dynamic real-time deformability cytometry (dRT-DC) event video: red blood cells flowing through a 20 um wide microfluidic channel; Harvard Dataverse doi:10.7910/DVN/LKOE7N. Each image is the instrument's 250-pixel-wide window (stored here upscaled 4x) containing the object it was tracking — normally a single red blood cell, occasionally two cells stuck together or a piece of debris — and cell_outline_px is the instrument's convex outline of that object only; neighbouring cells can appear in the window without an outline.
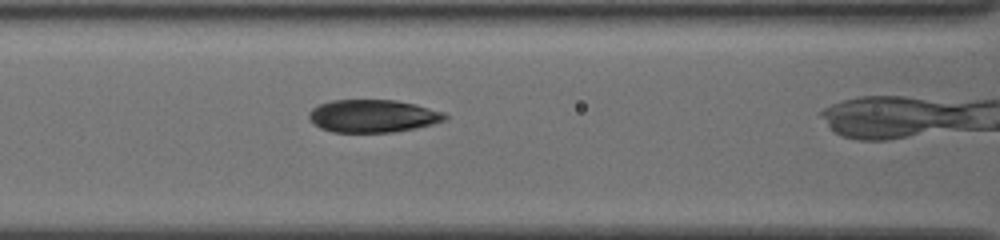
{"species": "common noctule bat (a hibernating species)", "species_latin": "Nyctalus noctula", "temperature_condition": "cold", "stored_images_in_passage": 40, "camera_frame_rate_fps": 3000, "um_per_image_px": 0.085, "animal": {"sex": "female", "body_mass_g": 19.5, "forearm_length_mm": 54.1}, "frame": {"image": 1, "passage_image": 19, "time_ms": 6.0, "image_size_px": [1000, 240], "cell_outline_px": [[448, 116], [444, 120], [432, 124], [416, 128], [392, 132], [332, 132], [320, 128], [308, 116], [308, 112], [312, 108], [320, 104], [332, 100], [396, 100], [444, 112]], "centroid_in_image_um": [31.67, 9.86], "position_along_channel_um": 134.9, "area_um2": 25.72}}
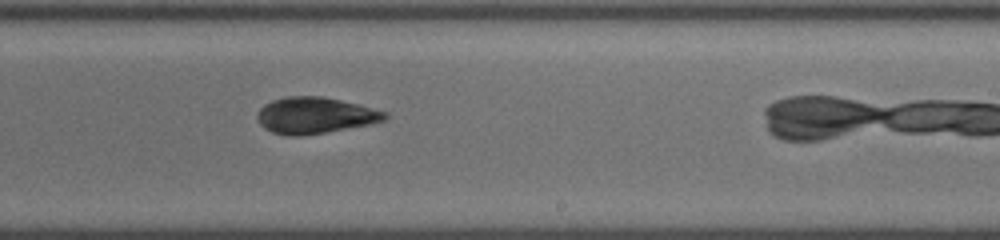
{"frame": {"image": 2, "passage_image": 29, "time_ms": 9.333, "image_size_px": [1000, 240], "cell_outline_px": [[388, 116], [384, 120], [368, 124], [324, 132], [300, 136], [284, 136], [272, 132], [264, 128], [260, 124], [256, 116], [260, 108], [264, 104], [272, 100], [288, 96], [320, 96], [340, 100], [388, 112]], "centroid_in_image_um": [26.72, 9.81], "position_along_channel_um": 262.3, "area_um2": 26.76}}
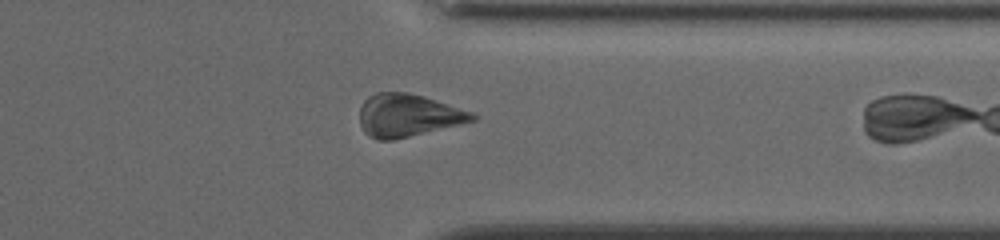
{"frame": {"image": 3, "passage_image": 38, "time_ms": 12.333, "image_size_px": [1000, 240], "cell_outline_px": [[476, 120], [392, 140], [380, 140], [368, 136], [364, 132], [360, 124], [360, 108], [364, 100], [368, 96], [376, 92], [408, 92], [424, 96], [472, 112], [476, 116]], "centroid_in_image_um": [34.63, 9.79], "position_along_channel_um": 376.8, "area_um2": 27.8}}